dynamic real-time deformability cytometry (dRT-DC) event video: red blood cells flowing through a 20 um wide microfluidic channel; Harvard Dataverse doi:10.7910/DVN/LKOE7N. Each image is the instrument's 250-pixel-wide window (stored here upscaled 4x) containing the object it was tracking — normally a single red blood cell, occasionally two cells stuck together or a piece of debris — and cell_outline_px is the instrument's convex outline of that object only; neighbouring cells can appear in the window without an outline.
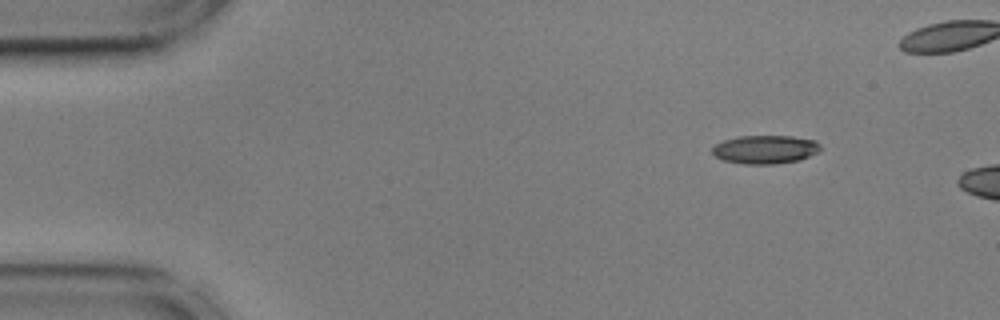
{"species": "common noctule bat (a hibernating species)", "species_latin": "Nyctalus noctula", "temperature_condition": "cold", "stored_images_in_passage": 7, "camera_frame_rate_fps": 3000, "um_per_image_px": 0.085, "animal": {"sex": "male", "body_mass_g": 17.9, "forearm_length_mm": 54.2}, "frame": {"image": 1, "passage_image": 1, "time_ms": 0.0, "image_size_px": [1000, 320], "cell_outline_px": [[820, 148], [816, 152], [800, 160], [776, 164], [744, 164], [724, 160], [716, 156], [712, 152], [712, 148], [716, 144], [724, 140], [740, 136], [792, 136], [816, 140], [820, 144]], "centroid_in_image_um": [65.05, 12.7], "position_along_channel_um": 20.0, "area_um2": 17.86}}